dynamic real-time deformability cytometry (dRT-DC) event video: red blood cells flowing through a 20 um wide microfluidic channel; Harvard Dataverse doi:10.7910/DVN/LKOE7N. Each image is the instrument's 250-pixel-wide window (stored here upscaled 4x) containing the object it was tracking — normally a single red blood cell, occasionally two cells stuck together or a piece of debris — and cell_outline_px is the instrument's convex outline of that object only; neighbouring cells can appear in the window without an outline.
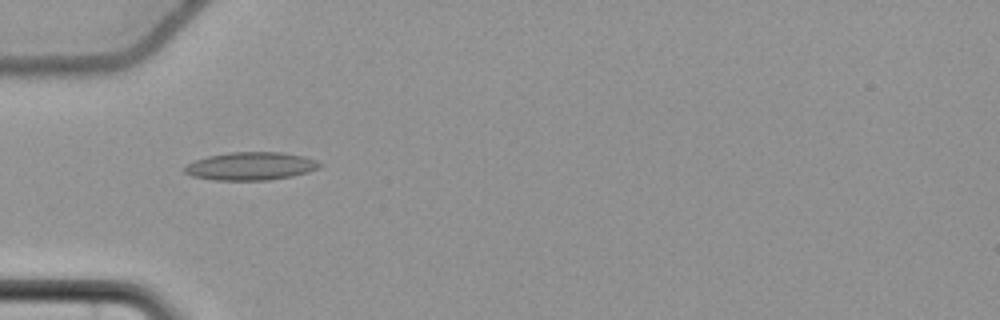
{"species": "common noctule bat (a hibernating species)", "species_latin": "Nyctalus noctula", "temperature_condition": "cold", "stored_images_in_passage": 57, "camera_frame_rate_fps": 3000, "um_per_image_px": 0.085, "animal": {"sex": "female", "body_mass_g": 22.7, "forearm_length_mm": 54.2}, "frame": {"image": 1, "passage_image": 19, "time_ms": 6.0, "image_size_px": [1000, 320], "cell_outline_px": [[324, 164], [320, 168], [308, 172], [292, 176], [268, 180], [212, 180], [192, 176], [184, 172], [184, 164], [208, 156], [228, 152], [284, 152], [304, 156], [316, 160]], "centroid_in_image_um": [21.33, 14.12], "position_along_channel_um": 63.7, "area_um2": 22.31}}
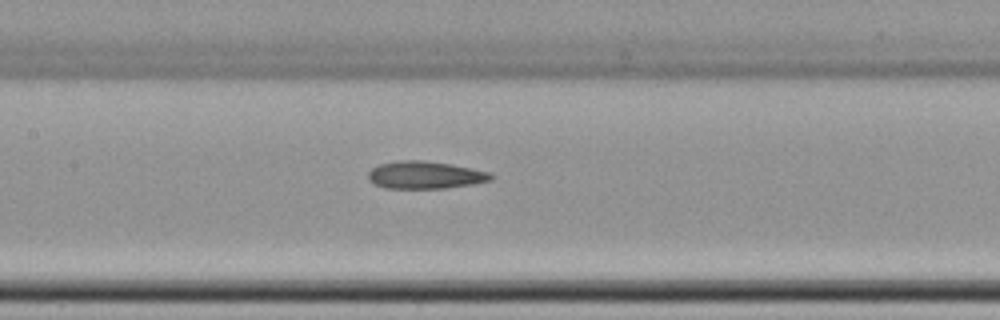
{"frame": {"image": 2, "passage_image": 28, "time_ms": 9.0, "image_size_px": [1000, 320], "cell_outline_px": [[496, 176], [492, 180], [472, 184], [444, 188], [384, 188], [368, 180], [368, 172], [372, 168], [380, 164], [400, 160], [424, 160], [452, 164], [492, 172]], "centroid_in_image_um": [36.18, 14.87], "position_along_channel_um": 171.2, "area_um2": 19.83}}
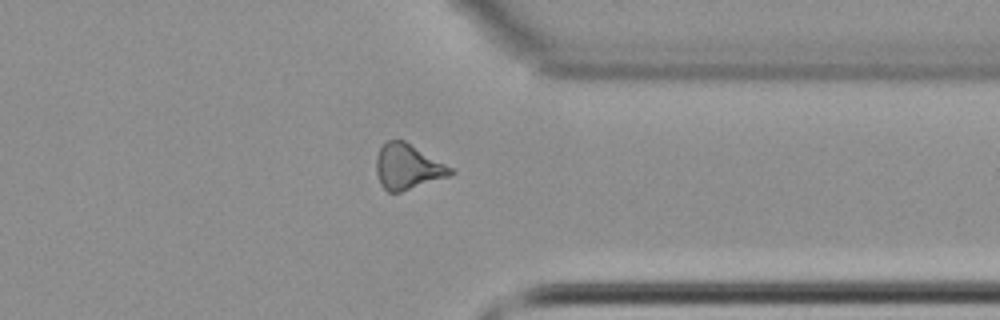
{"frame": {"image": 3, "passage_image": 45, "time_ms": 14.667, "image_size_px": [1000, 320], "cell_outline_px": [[456, 172], [452, 176], [400, 192], [388, 192], [380, 184], [376, 172], [376, 156], [380, 148], [388, 140], [404, 140], [452, 168]], "centroid_in_image_um": [34.66, 14.19], "position_along_channel_um": 376.7, "area_um2": 19.59}, "authors_computed_cell_mechanics": {"area_um2": 20.0566, "velocity_mm_per_s": 3.6901, "shape_relaxation_time_tau1_ms": null, "shape_relaxation_time_tau2_ms": 5.7565, "deformation_change_tau1": null, "deformation_change_tau2": 0.1629}}